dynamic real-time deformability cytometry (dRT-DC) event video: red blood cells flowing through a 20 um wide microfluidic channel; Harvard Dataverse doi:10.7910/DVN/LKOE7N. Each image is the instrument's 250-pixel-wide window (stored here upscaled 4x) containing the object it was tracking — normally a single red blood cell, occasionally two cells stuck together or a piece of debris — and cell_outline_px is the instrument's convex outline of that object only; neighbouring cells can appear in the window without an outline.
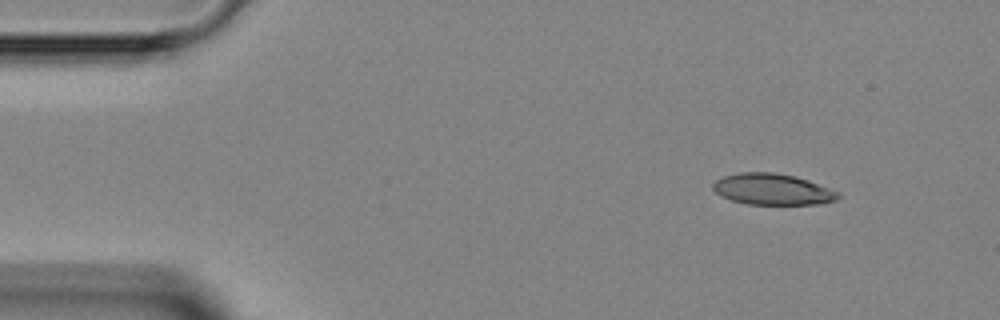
{"species": "Egyptian fruit bat (a non-hibernating species)", "species_latin": "Rousettus aegyptiacus", "temperature_condition": "room temperature", "stored_images_in_passage": 3, "camera_frame_rate_fps": 3000, "um_per_image_px": 0.085, "animal": {"sex": "female"}, "frame": {"image": 1, "passage_image": 1, "time_ms": 0.0, "image_size_px": [1000, 320], "cell_outline_px": [[840, 196], [836, 200], [816, 204], [748, 204], [732, 200], [720, 196], [712, 188], [712, 184], [716, 180], [724, 176], [740, 172], [772, 172], [796, 176], [808, 180], [840, 192]], "centroid_in_image_um": [65.66, 16.08], "position_along_channel_um": 19.3, "area_um2": 22.72}}